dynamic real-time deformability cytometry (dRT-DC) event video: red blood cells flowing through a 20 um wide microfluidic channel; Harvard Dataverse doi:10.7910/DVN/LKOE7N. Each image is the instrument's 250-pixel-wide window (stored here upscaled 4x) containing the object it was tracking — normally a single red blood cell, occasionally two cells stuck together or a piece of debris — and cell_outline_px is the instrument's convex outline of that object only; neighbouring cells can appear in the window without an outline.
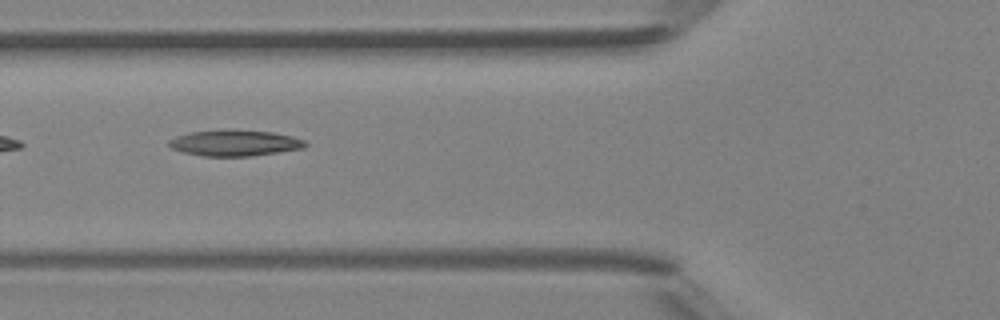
{"species": "Egyptian fruit bat (a non-hibernating species)", "species_latin": "Rousettus aegyptiacus", "temperature_condition": "room temperature", "stored_images_in_passage": 6, "camera_frame_rate_fps": 3000, "um_per_image_px": 0.085, "animal": {"sex": "female"}, "frame": {"image": 1, "passage_image": 4, "time_ms": 3.667, "image_size_px": [1000, 320], "cell_outline_px": [[308, 144], [304, 148], [252, 156], [200, 156], [184, 152], [172, 148], [168, 144], [168, 140], [176, 136], [188, 132], [272, 132], [292, 136], [304, 140]], "centroid_in_image_um": [19.96, 12.2], "position_along_channel_um": 105.8, "area_um2": 19.83}}
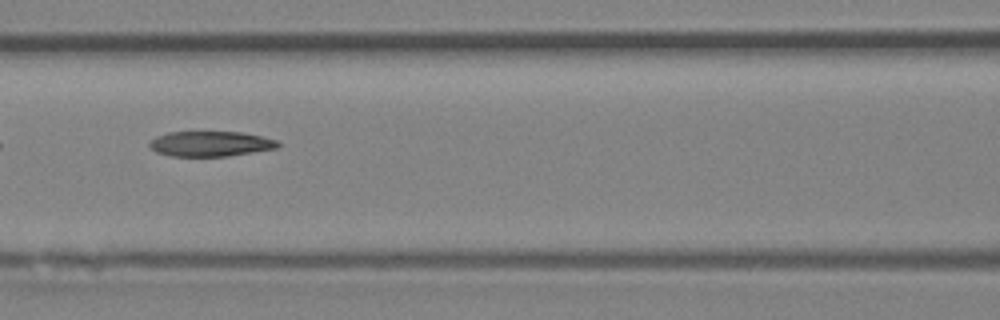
{"frame": {"image": 2, "passage_image": 5, "time_ms": 4.667, "image_size_px": [1000, 320], "cell_outline_px": [[280, 144], [276, 148], [228, 156], [168, 156], [156, 152], [148, 144], [156, 136], [168, 132], [240, 132], [260, 136], [276, 140]], "centroid_in_image_um": [17.85, 12.22], "position_along_channel_um": 148.7, "area_um2": 18.67}}
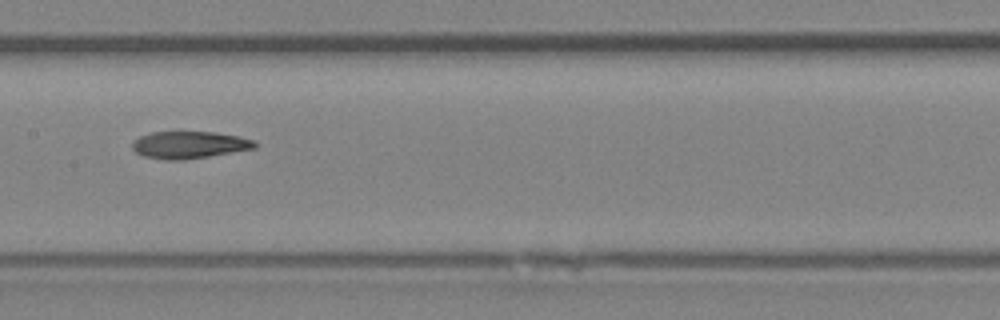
{"frame": {"image": 3, "passage_image": 6, "time_ms": 5.667, "image_size_px": [1000, 320], "cell_outline_px": [[256, 148], [184, 160], [164, 160], [144, 156], [136, 152], [132, 148], [132, 140], [140, 136], [152, 132], [216, 132], [240, 136], [256, 140]], "centroid_in_image_um": [16.09, 12.31], "position_along_channel_um": 191.3, "area_um2": 19.48}}